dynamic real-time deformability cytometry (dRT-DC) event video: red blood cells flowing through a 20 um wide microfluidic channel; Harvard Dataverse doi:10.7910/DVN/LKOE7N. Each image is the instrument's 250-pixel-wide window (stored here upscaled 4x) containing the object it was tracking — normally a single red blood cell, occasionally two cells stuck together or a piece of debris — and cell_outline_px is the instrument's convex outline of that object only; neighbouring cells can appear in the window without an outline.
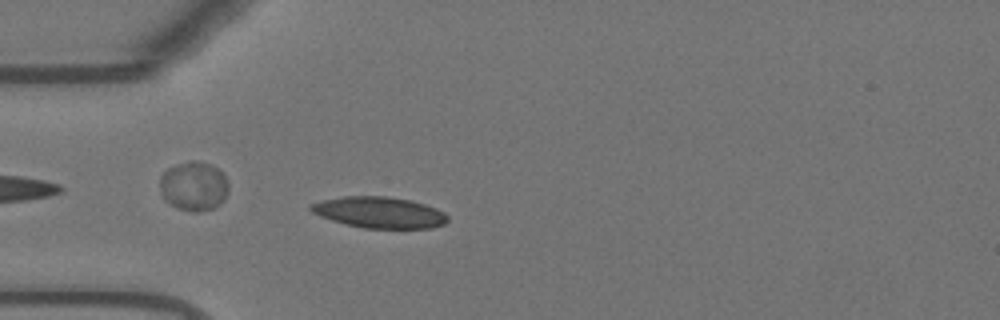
{"species": "Egyptian fruit bat (a non-hibernating species)", "species_latin": "Rousettus aegyptiacus", "temperature_condition": "warm", "stored_images_in_passage": 54, "camera_frame_rate_fps": 3000, "um_per_image_px": 0.085, "animal": {"sex": "female"}, "frame": {"image": 1, "passage_image": 15, "time_ms": 4.667, "image_size_px": [1000, 320], "cell_outline_px": [[448, 220], [444, 224], [432, 228], [364, 228], [344, 224], [320, 216], [312, 212], [308, 208], [308, 204], [320, 200], [344, 196], [388, 196], [412, 200], [436, 208], [444, 212], [448, 216]], "centroid_in_image_um": [32.22, 18.05], "position_along_channel_um": 52.8, "area_um2": 25.09}}
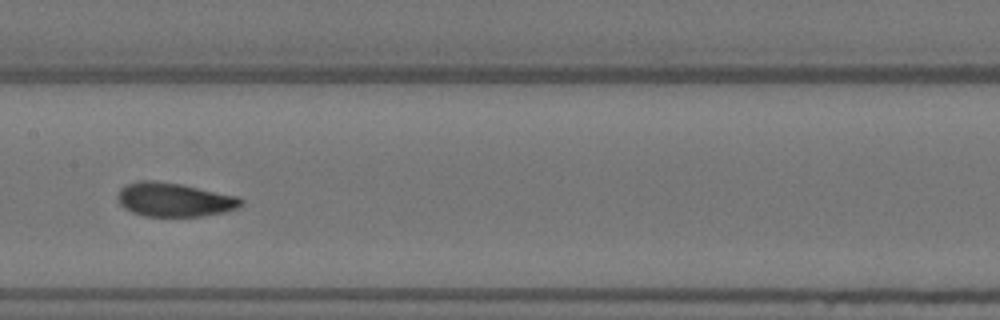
{"frame": {"image": 2, "passage_image": 27, "time_ms": 8.667, "image_size_px": [1000, 320], "cell_outline_px": [[244, 204], [236, 208], [224, 212], [200, 216], [144, 216], [132, 212], [124, 208], [120, 204], [116, 196], [120, 188], [124, 184], [140, 180], [152, 180], [180, 184], [236, 196], [244, 200]], "centroid_in_image_um": [14.76, 16.97], "position_along_channel_um": 192.6, "area_um2": 24.33}}
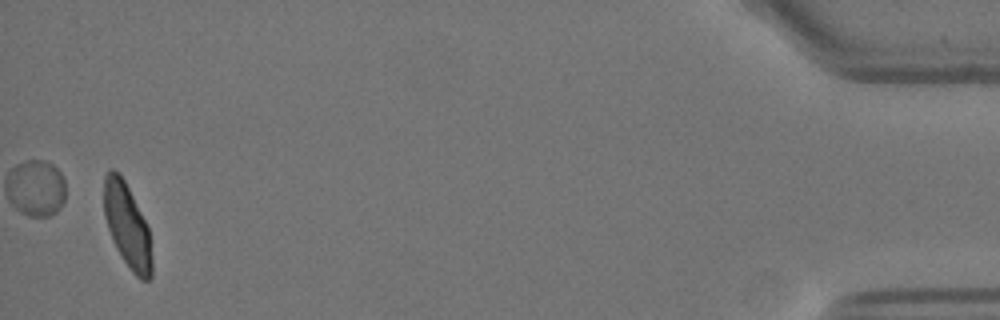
{"frame": {"image": 3, "passage_image": 53, "time_ms": 17.333, "image_size_px": [1000, 320], "cell_outline_px": [[152, 276], [148, 280], [140, 280], [132, 272], [116, 248], [112, 240], [104, 216], [104, 176], [108, 168], [112, 168], [124, 180], [148, 228], [152, 256]], "centroid_in_image_um": [10.8, 19.21], "position_along_channel_um": 424.4, "area_um2": 23.18}, "authors_computed_cell_mechanics": {"area_um2": 24.1026, "velocity_mm_per_s": 3.6693, "shape_relaxation_time_tau1_ms": 6.6896, "shape_relaxation_time_tau2_ms": 1.3351, "deformation_change_tau1": 0.209, "deformation_change_tau2": 0.0603}}